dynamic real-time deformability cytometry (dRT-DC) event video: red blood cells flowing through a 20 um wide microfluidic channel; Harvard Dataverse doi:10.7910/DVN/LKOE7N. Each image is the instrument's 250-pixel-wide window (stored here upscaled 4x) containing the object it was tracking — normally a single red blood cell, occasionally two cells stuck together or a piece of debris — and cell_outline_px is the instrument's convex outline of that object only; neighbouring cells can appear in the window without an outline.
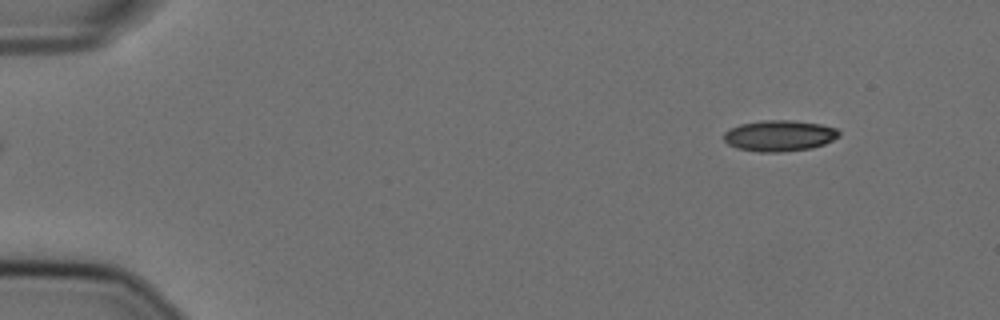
{"species": "Egyptian fruit bat (a non-hibernating species)", "species_latin": "Rousettus aegyptiacus", "temperature_condition": "cold", "stored_images_in_passage": 51, "camera_frame_rate_fps": 3000, "um_per_image_px": 0.085, "animal": {"sex": "female"}, "frame": {"image": 1, "passage_image": 1, "time_ms": 0.0, "image_size_px": [1000, 320], "cell_outline_px": [[840, 136], [824, 144], [812, 148], [780, 152], [760, 152], [736, 148], [728, 144], [724, 140], [724, 132], [740, 124], [760, 120], [792, 120], [820, 124], [836, 128], [840, 132]], "centroid_in_image_um": [66.25, 11.53], "position_along_channel_um": 18.8, "area_um2": 20.87}}
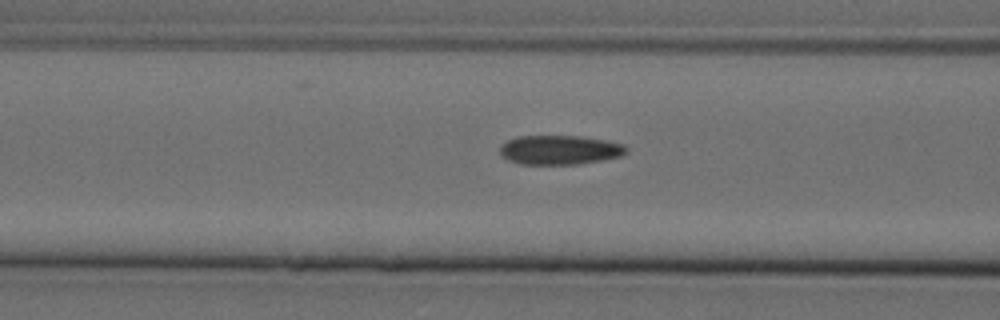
{"frame": {"image": 2, "passage_image": 18, "time_ms": 5.667, "image_size_px": [1000, 320], "cell_outline_px": [[628, 152], [620, 156], [580, 164], [520, 164], [508, 160], [500, 152], [500, 148], [508, 140], [516, 136], [580, 136], [604, 140], [624, 144], [628, 148]], "centroid_in_image_um": [47.6, 12.74], "position_along_channel_um": 119.0, "area_um2": 21.44}}
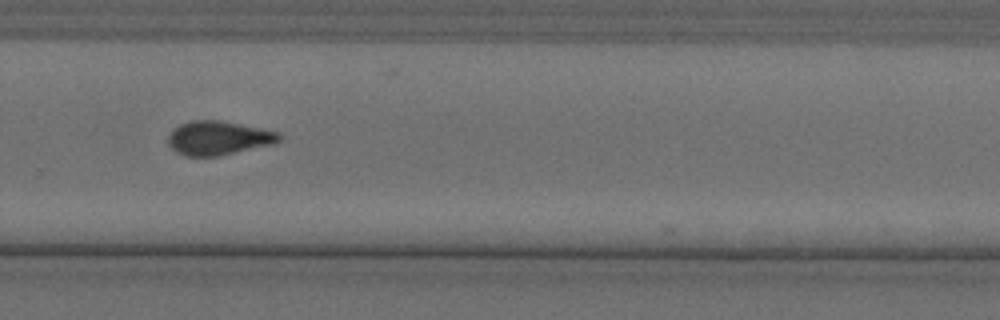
{"frame": {"image": 3, "passage_image": 34, "time_ms": 11.0, "image_size_px": [1000, 320], "cell_outline_px": [[280, 140], [276, 144], [216, 156], [184, 156], [176, 152], [168, 144], [168, 136], [180, 124], [192, 120], [220, 120], [280, 132]], "centroid_in_image_um": [18.58, 11.73], "position_along_channel_um": 311.2, "area_um2": 21.91}, "authors_computed_cell_mechanics": {"area_um2": 21.7328, "velocity_mm_per_s": 3.6156, "shape_relaxation_time_tau1_ms": null, "shape_relaxation_time_tau2_ms": 2.0505, "deformation_change_tau1": null, "deformation_change_tau2": 0.0661}}